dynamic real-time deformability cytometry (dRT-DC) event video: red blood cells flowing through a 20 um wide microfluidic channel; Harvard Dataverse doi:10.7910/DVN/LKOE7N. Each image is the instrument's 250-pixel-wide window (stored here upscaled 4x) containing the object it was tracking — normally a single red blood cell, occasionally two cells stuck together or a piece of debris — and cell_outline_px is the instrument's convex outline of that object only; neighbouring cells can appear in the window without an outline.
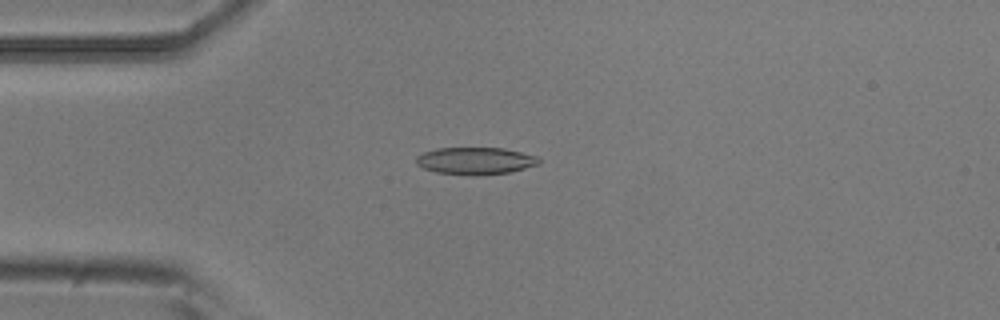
{"species": "common noctule bat (a hibernating species)", "species_latin": "Nyctalus noctula", "temperature_condition": "room temperature", "stored_images_in_passage": 6, "camera_frame_rate_fps": 3000, "um_per_image_px": 0.085, "animal": {"sex": "male", "body_mass_g": 20.5, "forearm_length_mm": 52.5}, "frame": {"image": 1, "passage_image": 4, "time_ms": 1.0, "image_size_px": [1000, 320], "cell_outline_px": [[540, 164], [508, 172], [472, 176], [436, 172], [424, 168], [416, 164], [416, 156], [424, 152], [436, 148], [504, 148], [536, 156], [540, 160]], "centroid_in_image_um": [40.38, 13.67], "position_along_channel_um": 44.6, "area_um2": 19.36}}
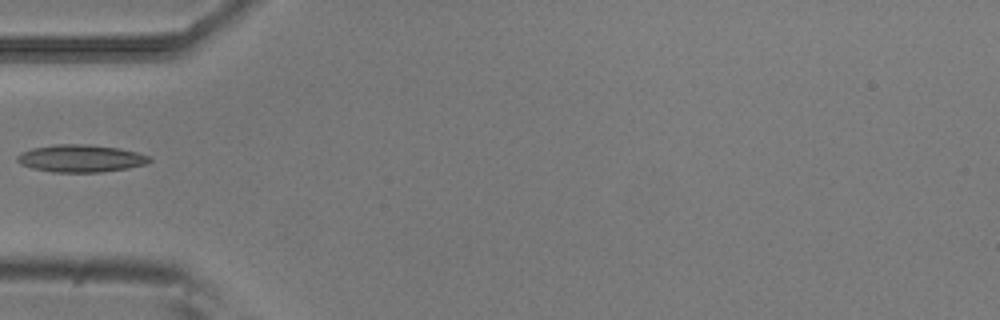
{"frame": {"image": 2, "passage_image": 5, "time_ms": 1.333, "image_size_px": [1000, 320], "cell_outline_px": [[152, 160], [144, 164], [128, 168], [100, 172], [52, 172], [32, 168], [20, 164], [16, 160], [16, 156], [20, 152], [32, 148], [56, 144], [88, 144], [120, 148], [152, 156]], "centroid_in_image_um": [6.85, 13.46], "position_along_channel_um": 78.2, "area_um2": 21.27}}
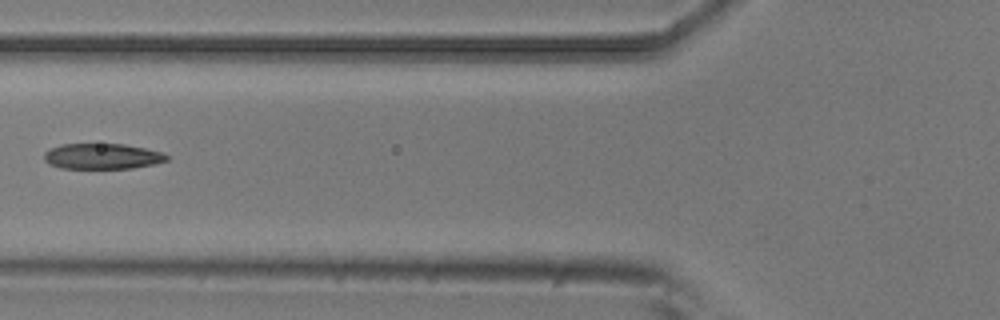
{"frame": {"image": 3, "passage_image": 6, "time_ms": 1.667, "image_size_px": [1000, 320], "cell_outline_px": [[168, 160], [152, 164], [132, 168], [60, 168], [44, 160], [44, 152], [48, 148], [60, 144], [124, 144], [144, 148], [160, 152], [168, 156]], "centroid_in_image_um": [8.64, 13.27], "position_along_channel_um": 117.2, "area_um2": 18.15}}